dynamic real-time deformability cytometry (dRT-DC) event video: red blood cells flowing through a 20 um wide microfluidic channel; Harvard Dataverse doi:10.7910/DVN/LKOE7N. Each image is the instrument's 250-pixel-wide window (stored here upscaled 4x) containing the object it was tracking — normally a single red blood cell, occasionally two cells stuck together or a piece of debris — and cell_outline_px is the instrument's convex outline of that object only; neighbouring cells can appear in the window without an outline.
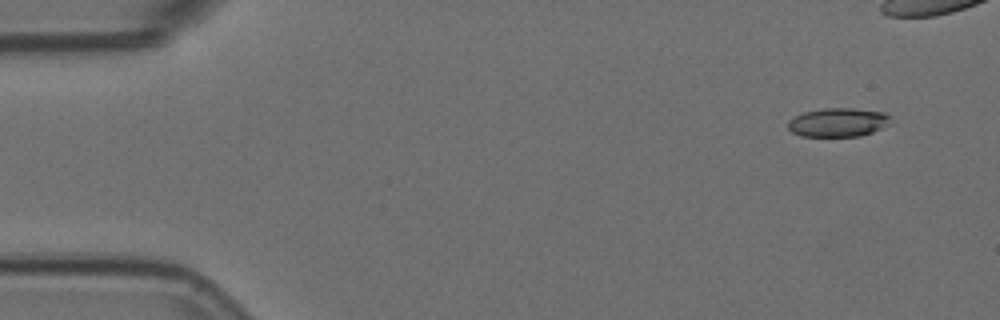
{"species": "Egyptian fruit bat (a non-hibernating species)", "species_latin": "Rousettus aegyptiacus", "temperature_condition": "room temperature", "stored_images_in_passage": 6, "camera_frame_rate_fps": 3000, "um_per_image_px": 0.085, "animal": {"sex": "female"}, "frame": {"image": 1, "passage_image": 1, "time_ms": 0.0, "image_size_px": [1000, 320], "cell_outline_px": [[892, 124], [872, 132], [860, 136], [800, 136], [792, 132], [788, 128], [788, 120], [804, 112], [824, 108], [852, 108], [884, 112], [892, 116]], "centroid_in_image_um": [71.29, 10.4], "position_along_channel_um": 13.7, "area_um2": 17.4}}
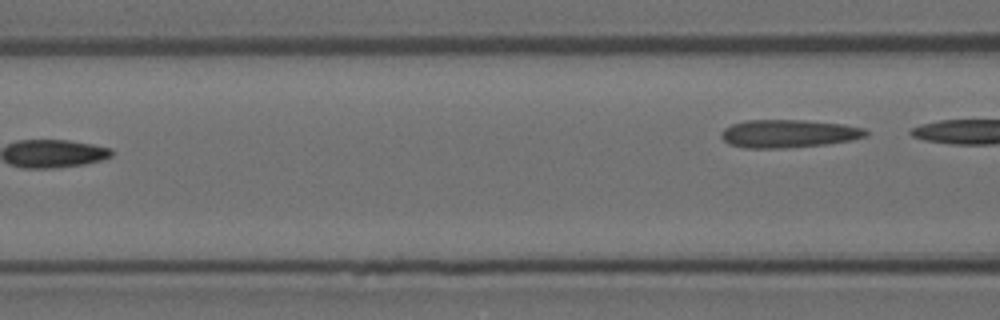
{"frame": {"image": 2, "passage_image": 6, "time_ms": 1.667, "image_size_px": [1000, 320], "cell_outline_px": [[868, 132], [864, 136], [852, 140], [828, 144], [784, 148], [744, 148], [728, 144], [720, 136], [720, 132], [724, 128], [732, 124], [748, 120], [804, 120], [840, 124], [864, 128]], "centroid_in_image_um": [66.97, 11.36], "position_along_channel_um": 99.6, "area_um2": 23.58}}